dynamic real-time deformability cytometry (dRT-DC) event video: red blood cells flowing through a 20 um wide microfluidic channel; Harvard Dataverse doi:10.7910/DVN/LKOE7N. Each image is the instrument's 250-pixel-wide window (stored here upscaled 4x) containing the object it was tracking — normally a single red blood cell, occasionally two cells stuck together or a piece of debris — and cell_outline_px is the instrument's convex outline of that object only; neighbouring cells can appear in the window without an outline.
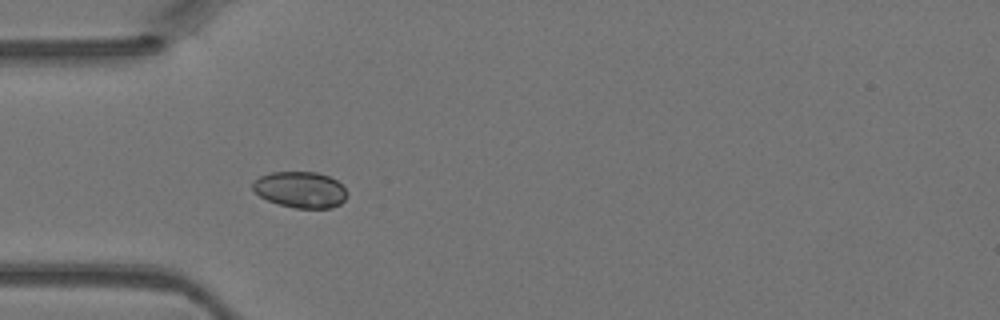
{"species": "Egyptian fruit bat (a non-hibernating species)", "species_latin": "Rousettus aegyptiacus", "temperature_condition": "warm", "stored_images_in_passage": 33, "camera_frame_rate_fps": 3000, "um_per_image_px": 0.085, "animal": {"sex": "female"}, "frame": {"image": 1, "passage_image": 1, "time_ms": 0.0, "image_size_px": [1000, 320], "cell_outline_px": [[348, 192], [344, 200], [340, 204], [332, 208], [296, 208], [280, 204], [268, 200], [260, 196], [252, 188], [252, 180], [260, 176], [272, 172], [316, 172], [328, 176], [336, 180]], "centroid_in_image_um": [25.52, 16.12], "position_along_channel_um": 59.5, "area_um2": 19.83}}
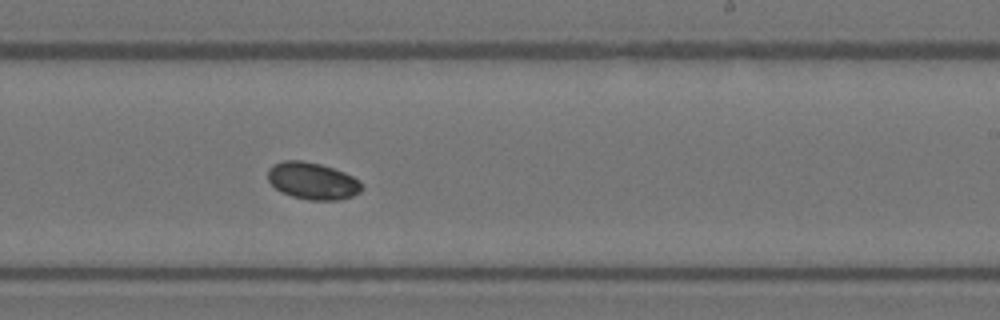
{"frame": {"image": 2, "passage_image": 15, "time_ms": 4.667, "image_size_px": [1000, 320], "cell_outline_px": [[364, 188], [360, 192], [352, 196], [340, 200], [308, 200], [292, 196], [280, 192], [268, 180], [268, 168], [272, 164], [284, 160], [300, 160], [320, 164], [344, 172], [360, 180]], "centroid_in_image_um": [26.57, 15.38], "position_along_channel_um": 262.4, "area_um2": 20.4}}
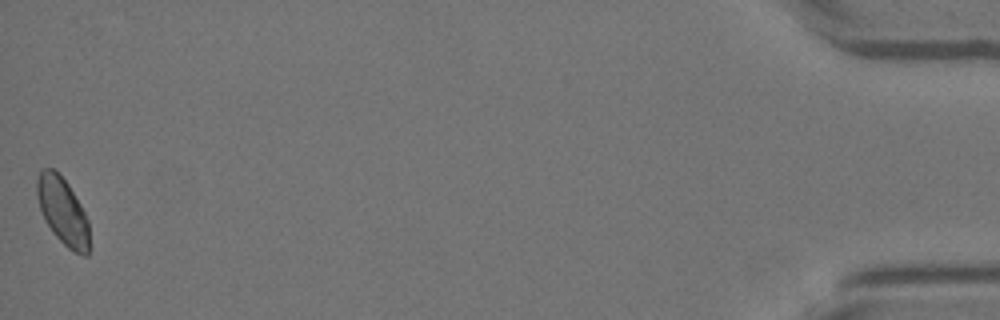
{"frame": {"image": 3, "passage_image": 33, "time_ms": 10.667, "image_size_px": [1000, 320], "cell_outline_px": [[88, 256], [84, 256], [68, 248], [52, 232], [44, 220], [36, 196], [36, 180], [40, 172], [44, 168], [52, 168], [68, 184], [80, 204], [88, 220]], "centroid_in_image_um": [5.31, 17.95], "position_along_channel_um": 429.9, "area_um2": 20.23}}